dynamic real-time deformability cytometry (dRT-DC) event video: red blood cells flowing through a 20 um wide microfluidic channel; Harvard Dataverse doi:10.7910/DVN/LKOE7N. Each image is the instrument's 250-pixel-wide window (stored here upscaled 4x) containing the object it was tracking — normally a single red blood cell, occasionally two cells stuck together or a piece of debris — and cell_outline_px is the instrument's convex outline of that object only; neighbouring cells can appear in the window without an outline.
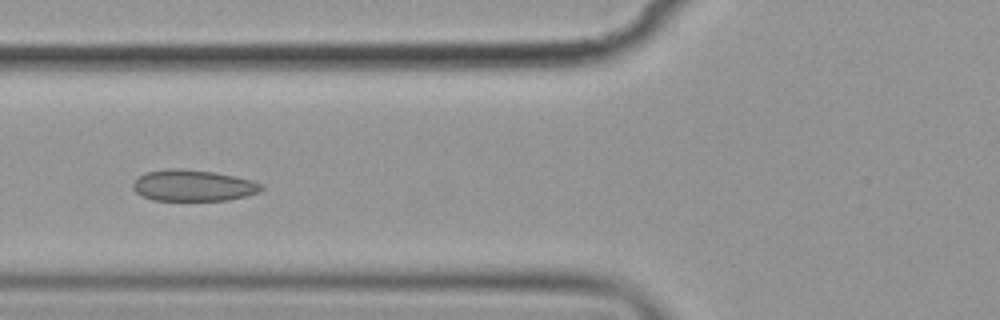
{"species": "common noctule bat (a hibernating species)", "species_latin": "Nyctalus noctula", "temperature_condition": "cold", "stored_images_in_passage": 10, "camera_frame_rate_fps": 3000, "um_per_image_px": 0.085, "animal": {"sex": "female", "body_mass_g": 19.9}, "frame": {"image": 1, "passage_image": 5, "time_ms": 5.667, "image_size_px": [1000, 320], "cell_outline_px": [[264, 188], [260, 192], [248, 196], [228, 200], [152, 200], [136, 192], [132, 188], [132, 184], [140, 176], [148, 172], [168, 168], [184, 168], [216, 172], [236, 176], [252, 180], [260, 184]], "centroid_in_image_um": [16.45, 15.76], "position_along_channel_um": 109.3, "area_um2": 23.52}}
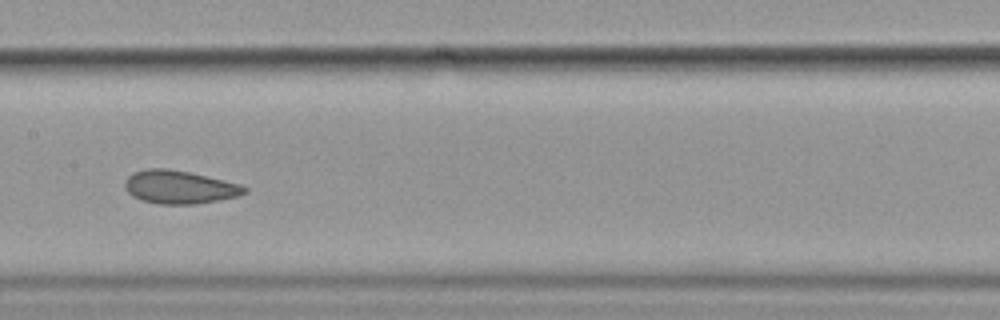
{"frame": {"image": 2, "passage_image": 7, "time_ms": 8.0, "image_size_px": [1000, 320], "cell_outline_px": [[248, 192], [240, 196], [220, 200], [196, 204], [156, 204], [140, 200], [132, 196], [124, 188], [124, 180], [132, 172], [148, 168], [168, 168], [188, 172], [240, 184], [248, 188]], "centroid_in_image_um": [15.23, 15.91], "position_along_channel_um": 192.2, "area_um2": 23.41}}
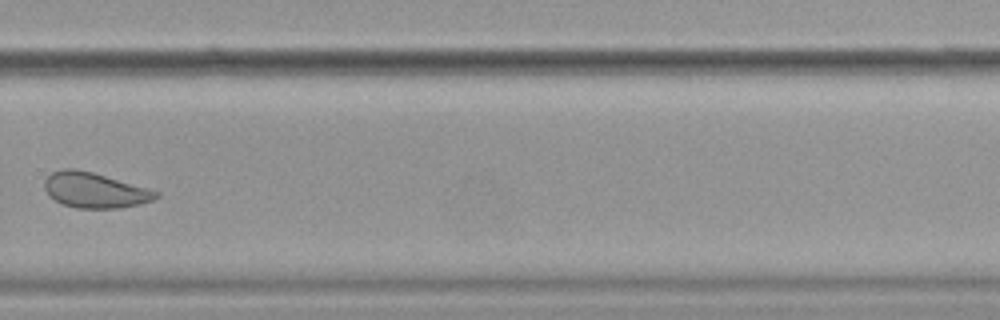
{"frame": {"image": 3, "passage_image": 10, "time_ms": 11.667, "image_size_px": [1000, 320], "cell_outline_px": [[160, 196], [152, 200], [140, 204], [116, 208], [76, 208], [64, 204], [48, 196], [44, 188], [44, 180], [52, 172], [64, 168], [72, 168], [92, 172], [148, 188], [160, 192]], "centroid_in_image_um": [8.04, 16.16], "position_along_channel_um": 321.8, "area_um2": 22.83}}